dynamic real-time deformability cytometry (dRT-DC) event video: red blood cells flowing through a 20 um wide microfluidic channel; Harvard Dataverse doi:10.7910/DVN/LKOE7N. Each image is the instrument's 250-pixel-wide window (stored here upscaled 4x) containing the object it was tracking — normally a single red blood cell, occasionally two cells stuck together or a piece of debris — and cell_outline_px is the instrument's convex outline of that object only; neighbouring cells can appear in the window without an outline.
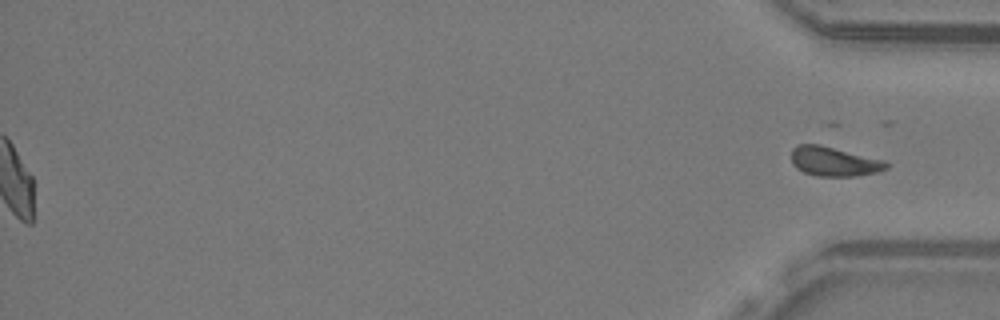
{"species": "common noctule bat (a hibernating species)", "species_latin": "Nyctalus noctula", "temperature_condition": "warm", "stored_images_in_passage": 54, "segment_of_instrument_passage": [2, 2], "camera_frame_rate_fps": 3000, "um_per_image_px": 0.085, "animal": {"sex": "male", "body_mass_g": 19.2, "forearm_length_mm": 51.8}, "frame": {"image": 1, "passage_image": 54, "time_ms": 17.667, "image_size_px": [1000, 320], "cell_outline_px": [[888, 168], [876, 172], [856, 176], [816, 176], [804, 172], [796, 168], [792, 164], [792, 148], [796, 144], [820, 144], [884, 160], [888, 164]], "centroid_in_image_um": [70.86, 13.72], "position_along_channel_um": 364.3, "area_um2": 16.3}}